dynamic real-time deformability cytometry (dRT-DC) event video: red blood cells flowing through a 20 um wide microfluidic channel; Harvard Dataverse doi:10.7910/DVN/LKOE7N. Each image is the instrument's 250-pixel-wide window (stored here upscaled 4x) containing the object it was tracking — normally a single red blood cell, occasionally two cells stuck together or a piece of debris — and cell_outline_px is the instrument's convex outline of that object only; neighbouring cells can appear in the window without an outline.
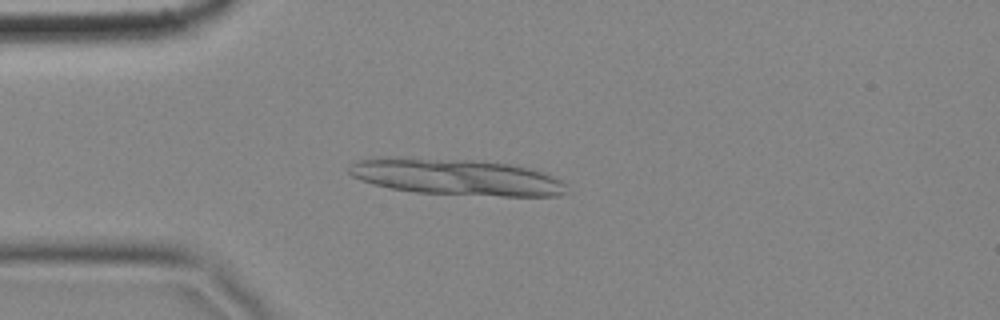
{"species": "common noctule bat (a hibernating species)", "species_latin": "Nyctalus noctula", "temperature_condition": "cold", "stored_images_in_passage": 6, "segment_of_instrument_passage": [1, 2], "camera_frame_rate_fps": 3000, "um_per_image_px": 0.085, "animal": {"sex": "female", "body_mass_g": 18.4}, "frame": {"image": 1, "passage_image": 3, "time_ms": 0.667, "image_size_px": [1000, 320], "cell_outline_px": [[568, 192], [560, 196], [500, 196], [416, 192], [388, 188], [372, 184], [360, 180], [352, 176], [348, 172], [348, 168], [356, 160], [380, 156], [408, 156], [472, 160], [508, 164], [532, 168], [552, 176], [560, 180], [564, 184]], "centroid_in_image_um": [38.71, 15.02], "position_along_channel_um": 46.3, "area_um2": 46.7}}